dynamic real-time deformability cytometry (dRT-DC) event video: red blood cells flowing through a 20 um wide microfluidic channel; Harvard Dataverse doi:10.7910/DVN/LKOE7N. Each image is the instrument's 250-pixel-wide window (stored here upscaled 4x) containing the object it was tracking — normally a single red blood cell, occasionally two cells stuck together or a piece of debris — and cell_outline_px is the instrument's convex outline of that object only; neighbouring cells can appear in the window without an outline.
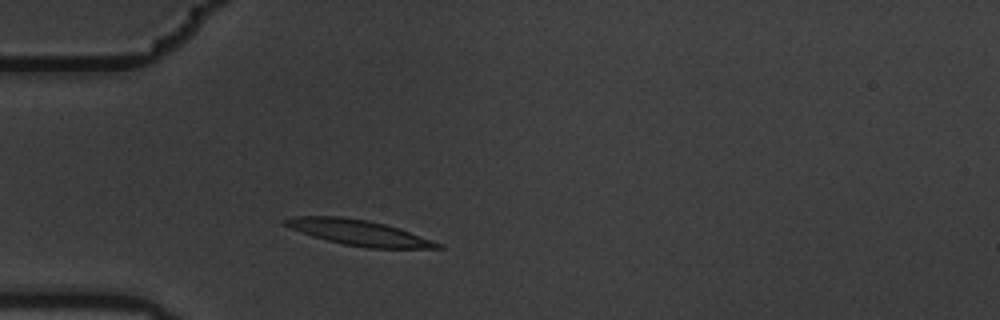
{"species": "common noctule bat (a hibernating species)", "species_latin": "Nyctalus noctula", "temperature_condition": "warm", "stored_images_in_passage": 2, "camera_frame_rate_fps": 3000, "um_per_image_px": 0.085, "animal": {"sex": "male", "body_mass_g": 19.5, "forearm_length_mm": 54.6}, "frame": {"image": 1, "passage_image": 2, "time_ms": 0.333, "image_size_px": [1000, 320], "cell_outline_px": [[444, 248], [368, 248], [344, 244], [312, 236], [300, 232], [284, 224], [280, 220], [296, 216], [340, 216], [368, 220], [400, 228], [444, 244]], "centroid_in_image_um": [30.53, 19.77], "position_along_channel_um": 54.5, "area_um2": 22.6}}